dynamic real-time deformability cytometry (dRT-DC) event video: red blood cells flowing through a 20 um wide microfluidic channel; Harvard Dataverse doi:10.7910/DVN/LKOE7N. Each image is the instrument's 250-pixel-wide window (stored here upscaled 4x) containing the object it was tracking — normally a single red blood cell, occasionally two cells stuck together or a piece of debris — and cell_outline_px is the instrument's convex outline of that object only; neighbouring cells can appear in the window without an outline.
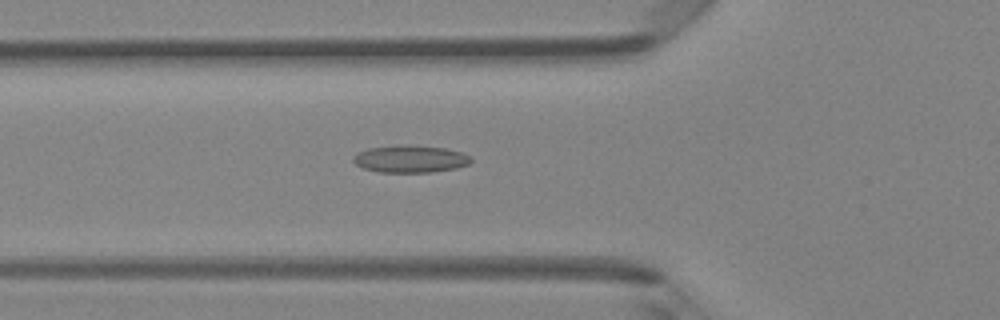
{"species": "Egyptian fruit bat (a non-hibernating species)", "species_latin": "Rousettus aegyptiacus", "temperature_condition": "room temperature", "stored_images_in_passage": 48, "camera_frame_rate_fps": 3000, "um_per_image_px": 0.085, "animal": {"sex": "female"}, "frame": {"image": 1, "passage_image": 17, "time_ms": 5.333, "image_size_px": [1000, 320], "cell_outline_px": [[472, 160], [468, 164], [456, 168], [428, 172], [380, 172], [364, 168], [356, 164], [352, 160], [352, 156], [356, 152], [368, 148], [396, 144], [408, 144], [448, 148], [460, 152], [468, 156]], "centroid_in_image_um": [34.82, 13.48], "position_along_channel_um": 91.0, "area_um2": 18.9}}
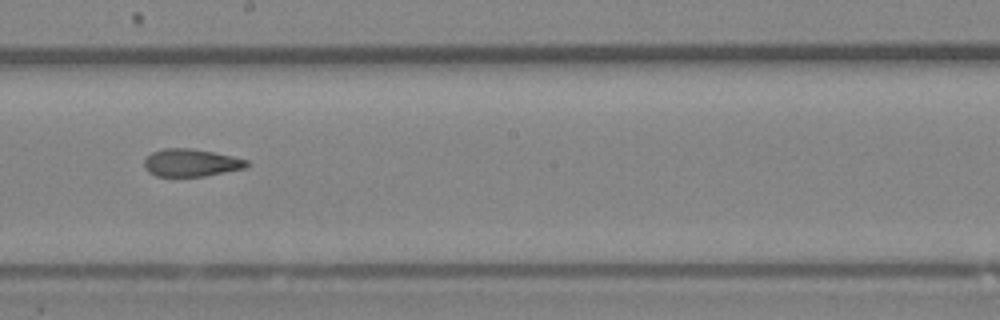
{"frame": {"image": 2, "passage_image": 27, "time_ms": 8.667, "image_size_px": [1000, 320], "cell_outline_px": [[248, 164], [244, 168], [204, 176], [156, 176], [148, 172], [144, 168], [144, 160], [152, 152], [164, 148], [192, 148], [232, 156], [248, 160]], "centroid_in_image_um": [16.2, 13.83], "position_along_channel_um": 232.0, "area_um2": 16.36}}
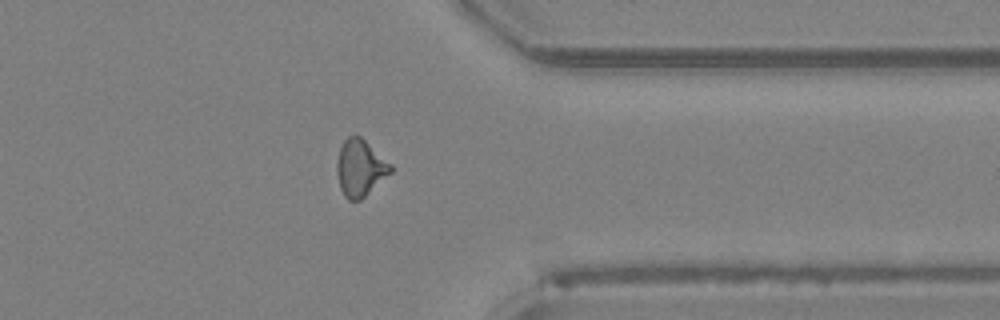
{"frame": {"image": 3, "passage_image": 38, "time_ms": 12.333, "image_size_px": [1000, 320], "cell_outline_px": [[392, 172], [360, 200], [348, 200], [344, 196], [340, 188], [336, 172], [336, 164], [340, 148], [344, 140], [348, 136], [356, 132], [392, 164]], "centroid_in_image_um": [30.6, 14.25], "position_along_channel_um": 380.8, "area_um2": 17.92}, "authors_computed_cell_mechanics": {"area_um2": 17.4267, "velocity_mm_per_s": 4.2359, "shape_relaxation_time_tau1_ms": null, "shape_relaxation_time_tau2_ms": 2.9557, "deformation_change_tau1": null, "deformation_change_tau2": 0.1164}}